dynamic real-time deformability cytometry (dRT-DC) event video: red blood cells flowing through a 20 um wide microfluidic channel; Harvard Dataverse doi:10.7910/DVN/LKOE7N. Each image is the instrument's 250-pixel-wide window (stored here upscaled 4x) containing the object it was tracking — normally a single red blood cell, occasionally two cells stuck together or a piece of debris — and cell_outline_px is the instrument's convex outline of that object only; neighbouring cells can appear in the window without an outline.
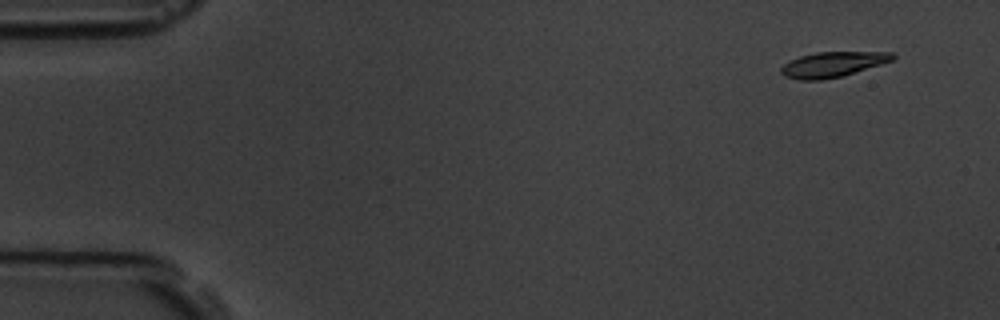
{"species": "common noctule bat (a hibernating species)", "species_latin": "Nyctalus noctula", "temperature_condition": "room temperature", "stored_images_in_passage": 4, "camera_frame_rate_fps": 3000, "um_per_image_px": 0.085, "animal": {"sex": "male", "body_mass_g": 19.5, "forearm_length_mm": 54.6}, "frame": {"image": 1, "passage_image": 1, "time_ms": 0.0, "image_size_px": [1000, 320], "cell_outline_px": [[896, 56], [892, 60], [844, 76], [820, 80], [800, 80], [784, 76], [780, 72], [780, 68], [784, 64], [800, 56], [816, 52], [892, 52]], "centroid_in_image_um": [70.76, 5.48], "position_along_channel_um": 14.2, "area_um2": 16.3}}
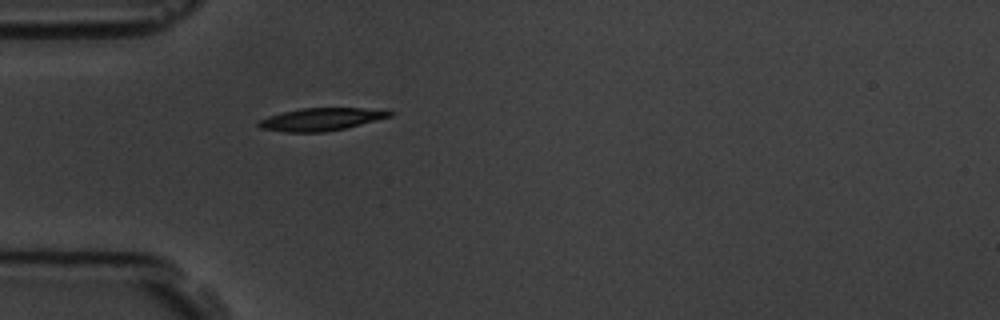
{"frame": {"image": 2, "passage_image": 4, "time_ms": 4.333, "image_size_px": [1000, 320], "cell_outline_px": [[396, 112], [392, 116], [344, 128], [324, 132], [288, 132], [260, 128], [256, 124], [260, 120], [268, 116], [300, 108], [360, 108]], "centroid_in_image_um": [27.26, 10.14], "position_along_channel_um": 57.7, "area_um2": 16.99}}